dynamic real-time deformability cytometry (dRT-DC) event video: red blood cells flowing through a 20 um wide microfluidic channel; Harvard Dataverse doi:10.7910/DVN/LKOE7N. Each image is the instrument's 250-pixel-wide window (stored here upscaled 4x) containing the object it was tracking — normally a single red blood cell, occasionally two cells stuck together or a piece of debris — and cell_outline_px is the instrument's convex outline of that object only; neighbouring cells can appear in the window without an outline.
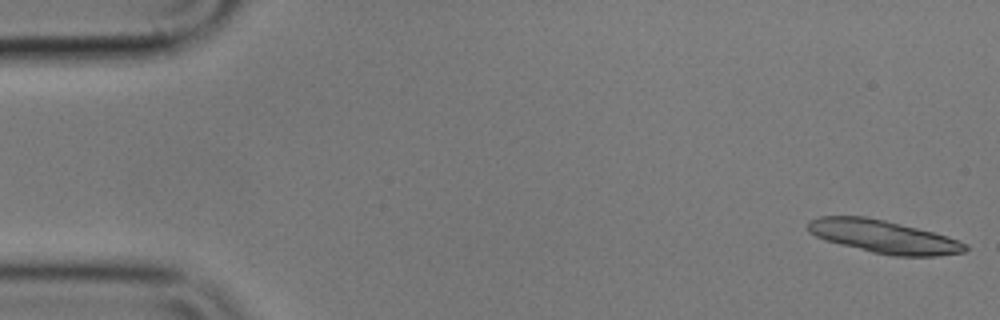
{"species": "common noctule bat (a hibernating species)", "species_latin": "Nyctalus noctula", "temperature_condition": "cold", "stored_images_in_passage": 55, "camera_frame_rate_fps": 3000, "um_per_image_px": 0.085, "animal": {"sex": "male", "body_mass_g": 17.9}, "frame": {"image": 1, "passage_image": 1, "time_ms": 0.0, "image_size_px": [1000, 320], "cell_outline_px": [[968, 248], [964, 252], [936, 256], [892, 256], [872, 252], [824, 240], [808, 232], [808, 220], [820, 216], [864, 216], [884, 220], [948, 236], [968, 244]], "centroid_in_image_um": [75.09, 20.12], "position_along_channel_um": 9.9, "area_um2": 30.11}}
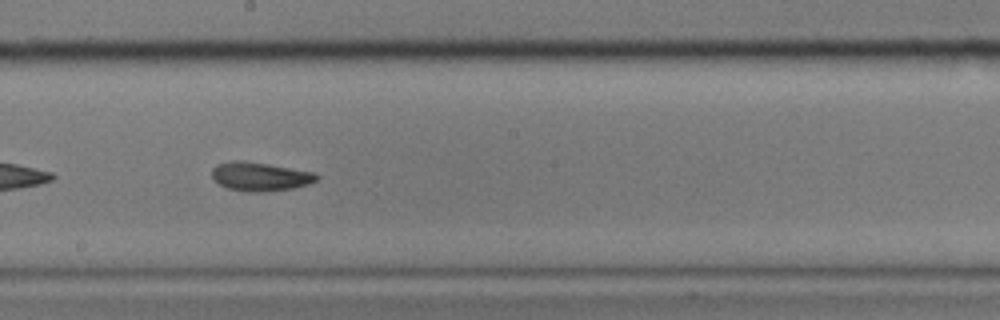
{"frame": {"image": 2, "passage_image": 30, "time_ms": 9.667, "image_size_px": [1000, 320], "cell_outline_px": [[320, 176], [316, 180], [308, 184], [296, 188], [264, 192], [248, 192], [228, 188], [220, 184], [212, 176], [212, 168], [216, 164], [232, 160], [244, 160], [316, 172]], "centroid_in_image_um": [22.13, 15.0], "position_along_channel_um": 226.1, "area_um2": 17.74}}
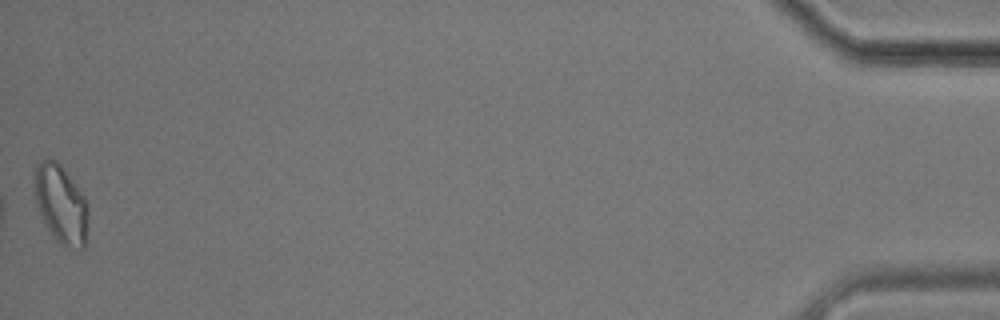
{"frame": {"image": 3, "passage_image": 55, "time_ms": 18.0, "image_size_px": [1000, 320], "cell_outline_px": [[88, 220], [84, 248], [80, 248], [60, 244], [56, 240], [48, 228], [40, 212], [36, 200], [36, 164], [40, 160], [48, 156], [56, 160], [60, 164], [84, 196], [88, 204]], "centroid_in_image_um": [5.21, 17.32], "position_along_channel_um": 430.0, "area_um2": 24.04}, "authors_computed_cell_mechanics": {"area_um2": 18.5538, "velocity_mm_per_s": 3.5881, "shape_relaxation_time_tau1_ms": 5.1719, "shape_relaxation_time_tau2_ms": 3.3421, "deformation_change_tau1": 0.1087, "deformation_change_tau2": 0.1024}}